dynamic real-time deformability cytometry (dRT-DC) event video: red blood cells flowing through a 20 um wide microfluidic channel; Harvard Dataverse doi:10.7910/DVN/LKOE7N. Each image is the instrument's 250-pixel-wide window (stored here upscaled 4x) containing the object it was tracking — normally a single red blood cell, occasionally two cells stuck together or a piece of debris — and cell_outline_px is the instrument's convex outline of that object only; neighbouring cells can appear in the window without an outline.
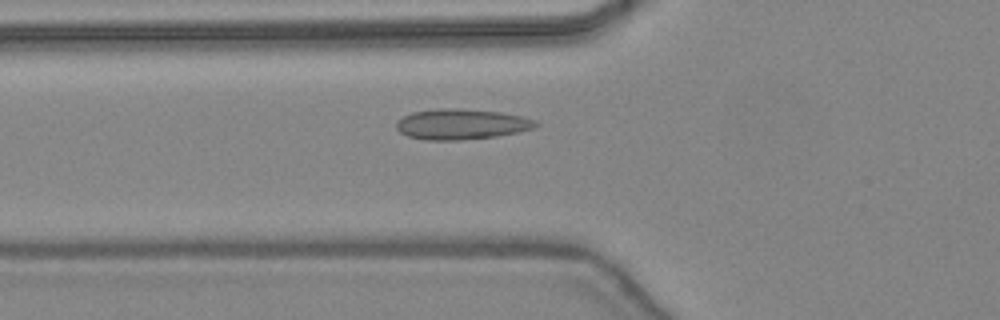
{"species": "common noctule bat (a hibernating species)", "species_latin": "Nyctalus noctula", "temperature_condition": "warm", "stored_images_in_passage": 45, "camera_frame_rate_fps": 3000, "um_per_image_px": 0.085, "animal": {"sex": "female", "body_mass_g": 24.6, "forearm_length_mm": 56.2}, "frame": {"image": 1, "passage_image": 16, "time_ms": 5.0, "image_size_px": [1000, 320], "cell_outline_px": [[540, 124], [532, 128], [520, 132], [496, 136], [460, 140], [424, 140], [408, 136], [400, 132], [396, 128], [396, 120], [412, 112], [436, 108], [456, 108], [500, 112], [520, 116], [536, 120]], "centroid_in_image_um": [39.19, 10.55], "position_along_channel_um": 86.6, "area_um2": 24.85}}
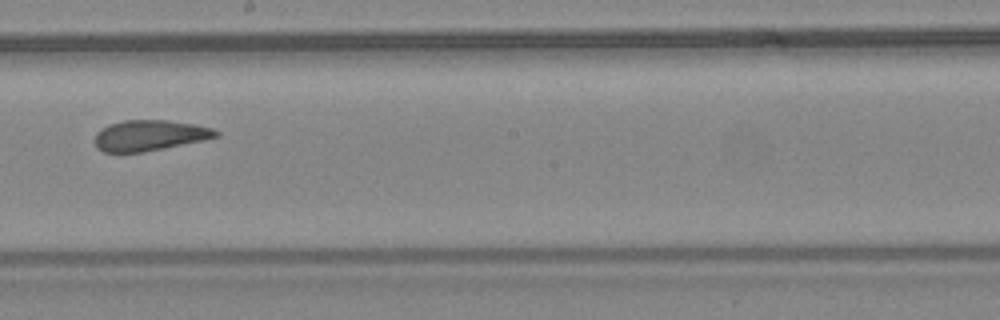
{"frame": {"image": 2, "passage_image": 26, "time_ms": 8.333, "image_size_px": [1000, 320], "cell_outline_px": [[220, 136], [204, 140], [144, 152], [104, 152], [92, 140], [96, 132], [100, 128], [108, 124], [124, 120], [168, 120], [192, 124], [212, 128], [220, 132]], "centroid_in_image_um": [12.69, 11.5], "position_along_channel_um": 235.5, "area_um2": 21.73}}
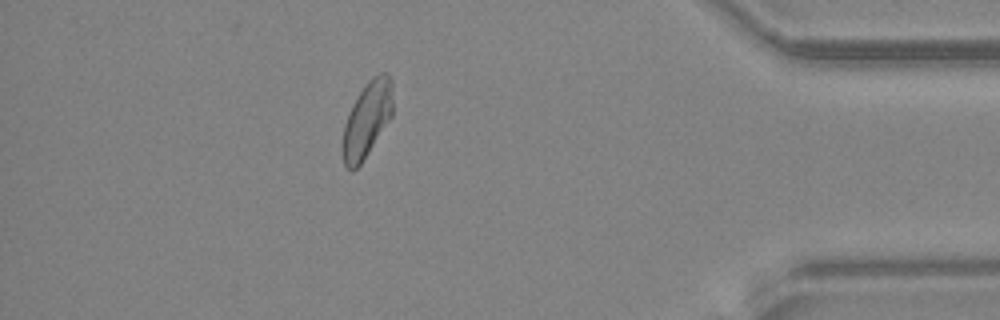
{"frame": {"image": 3, "passage_image": 40, "time_ms": 13.0, "image_size_px": [1000, 320], "cell_outline_px": [[392, 116], [360, 164], [352, 172], [344, 164], [344, 124], [352, 104], [368, 80], [372, 76], [380, 72], [388, 72], [392, 80]], "centroid_in_image_um": [31.23, 10.08], "position_along_channel_um": 404.0, "area_um2": 21.68}, "authors_computed_cell_mechanics": {"area_um2": 22.6576, "velocity_mm_per_s": 4.4531, "shape_relaxation_time_tau1_ms": null, "shape_relaxation_time_tau2_ms": 1.453, "deformation_change_tau1": null, "deformation_change_tau2": 0.0553}}